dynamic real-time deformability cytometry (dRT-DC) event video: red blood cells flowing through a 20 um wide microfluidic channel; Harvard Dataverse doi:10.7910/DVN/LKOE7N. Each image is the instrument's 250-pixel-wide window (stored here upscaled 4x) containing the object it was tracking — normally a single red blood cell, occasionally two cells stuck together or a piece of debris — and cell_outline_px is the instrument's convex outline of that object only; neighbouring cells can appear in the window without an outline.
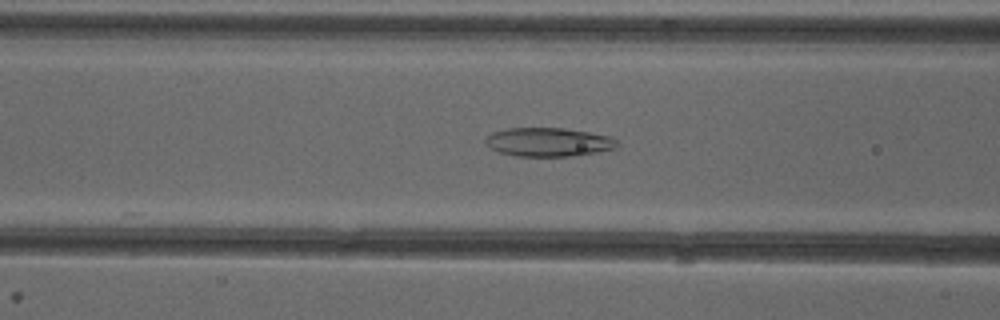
{"species": "common noctule bat (a hibernating species)", "species_latin": "Nyctalus noctula", "temperature_condition": "cold", "stored_images_in_passage": 43, "camera_frame_rate_fps": 3000, "um_per_image_px": 0.085, "animal": {"sex": "female"}, "frame": {"image": 1, "passage_image": 19, "time_ms": 6.0, "image_size_px": [1000, 320], "cell_outline_px": [[620, 144], [616, 148], [576, 156], [516, 156], [500, 152], [492, 148], [484, 140], [492, 132], [508, 128], [564, 128], [612, 136]], "centroid_in_image_um": [46.67, 12.07], "position_along_channel_um": 119.9, "area_um2": 22.02}}
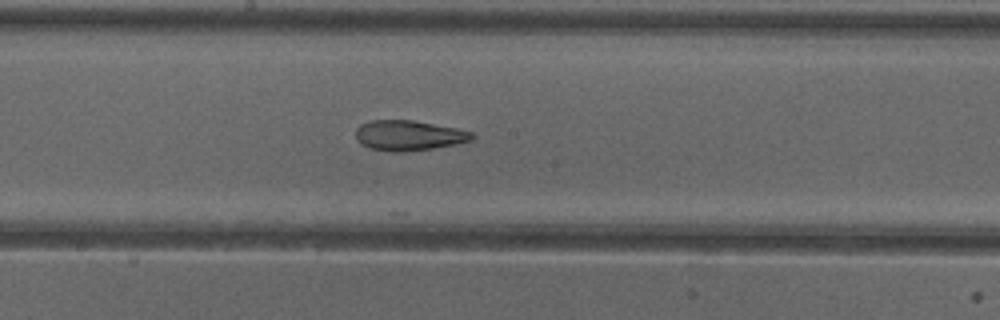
{"frame": {"image": 2, "passage_image": 26, "time_ms": 8.333, "image_size_px": [1000, 320], "cell_outline_px": [[476, 136], [472, 140], [456, 144], [432, 148], [404, 152], [392, 152], [372, 148], [360, 144], [356, 140], [356, 128], [360, 124], [368, 120], [412, 120], [456, 128], [472, 132]], "centroid_in_image_um": [34.72, 11.51], "position_along_channel_um": 213.5, "area_um2": 20.52}}
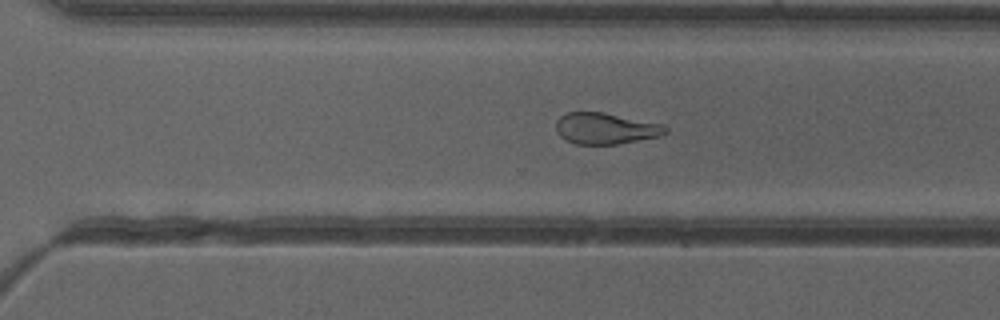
{"frame": {"image": 3, "passage_image": 34, "time_ms": 11.0, "image_size_px": [1000, 320], "cell_outline_px": [[668, 132], [656, 136], [616, 144], [576, 144], [564, 140], [556, 132], [556, 120], [560, 116], [568, 112], [604, 112], [664, 124], [668, 128]], "centroid_in_image_um": [51.44, 10.91], "position_along_channel_um": 319.2, "area_um2": 19.94}, "authors_computed_cell_mechanics": {"area_um2": 22.3686, "velocity_mm_per_s": 3.9968, "shape_relaxation_time_tau1_ms": null, "shape_relaxation_time_tau2_ms": 2.6653, "deformation_change_tau1": null, "deformation_change_tau2": 0.1145}}